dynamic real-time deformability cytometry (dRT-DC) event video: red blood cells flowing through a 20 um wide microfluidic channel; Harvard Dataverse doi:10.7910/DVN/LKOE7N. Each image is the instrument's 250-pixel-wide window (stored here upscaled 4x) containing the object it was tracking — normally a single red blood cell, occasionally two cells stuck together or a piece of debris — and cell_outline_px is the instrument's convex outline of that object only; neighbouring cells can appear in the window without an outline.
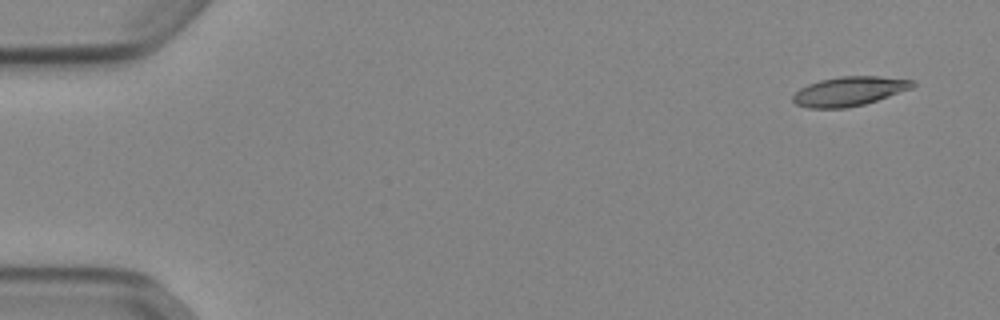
{"species": "Egyptian fruit bat (a non-hibernating species)", "species_latin": "Rousettus aegyptiacus", "temperature_condition": "cold", "stored_images_in_passage": 50, "camera_frame_rate_fps": 3000, "um_per_image_px": 0.085, "animal": {"sex": "female"}, "frame": {"image": 1, "passage_image": 1, "time_ms": 0.0, "image_size_px": [1000, 320], "cell_outline_px": [[916, 84], [912, 88], [864, 104], [848, 108], [808, 108], [796, 104], [792, 100], [792, 96], [800, 88], [808, 84], [820, 80], [840, 76], [880, 76], [916, 80]], "centroid_in_image_um": [72.19, 7.75], "position_along_channel_um": 12.8, "area_um2": 20.46}}
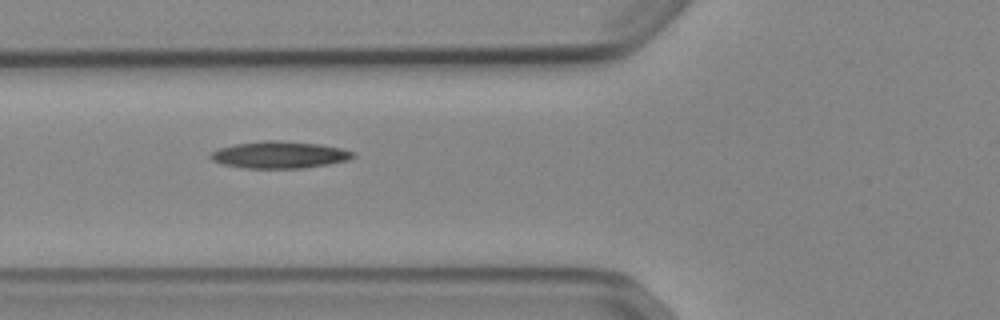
{"frame": {"image": 2, "passage_image": 18, "time_ms": 5.667, "image_size_px": [1000, 320], "cell_outline_px": [[356, 156], [348, 160], [328, 164], [304, 168], [244, 168], [220, 164], [212, 160], [208, 156], [212, 152], [220, 148], [236, 144], [264, 140], [280, 140], [320, 144], [340, 148], [356, 152]], "centroid_in_image_um": [23.77, 13.16], "position_along_channel_um": 102.0, "area_um2": 22.48}}
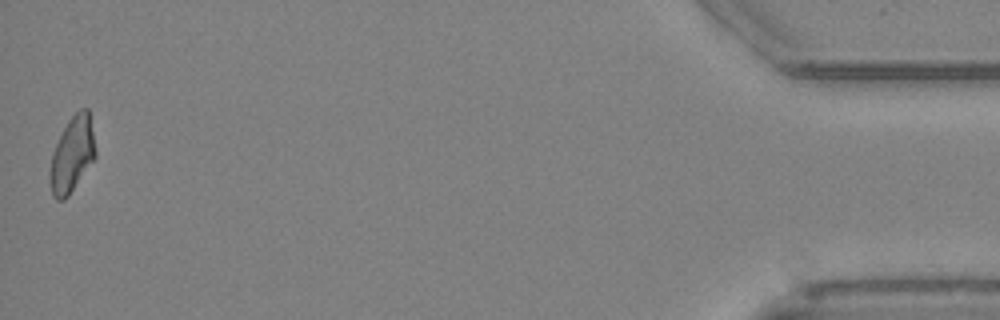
{"frame": {"image": 3, "passage_image": 50, "time_ms": 16.333, "image_size_px": [1000, 320], "cell_outline_px": [[96, 156], [68, 196], [64, 200], [56, 200], [52, 196], [48, 176], [52, 152], [68, 120], [80, 108], [88, 108], [96, 152]], "centroid_in_image_um": [6.1, 13.16], "position_along_channel_um": 429.1, "area_um2": 19.88}, "authors_computed_cell_mechanics": {"area_um2": 20.808, "velocity_mm_per_s": 3.8919, "shape_relaxation_time_tau1_ms": null, "shape_relaxation_time_tau2_ms": 6.4022, "deformation_change_tau1": null, "deformation_change_tau2": 0.1648}}